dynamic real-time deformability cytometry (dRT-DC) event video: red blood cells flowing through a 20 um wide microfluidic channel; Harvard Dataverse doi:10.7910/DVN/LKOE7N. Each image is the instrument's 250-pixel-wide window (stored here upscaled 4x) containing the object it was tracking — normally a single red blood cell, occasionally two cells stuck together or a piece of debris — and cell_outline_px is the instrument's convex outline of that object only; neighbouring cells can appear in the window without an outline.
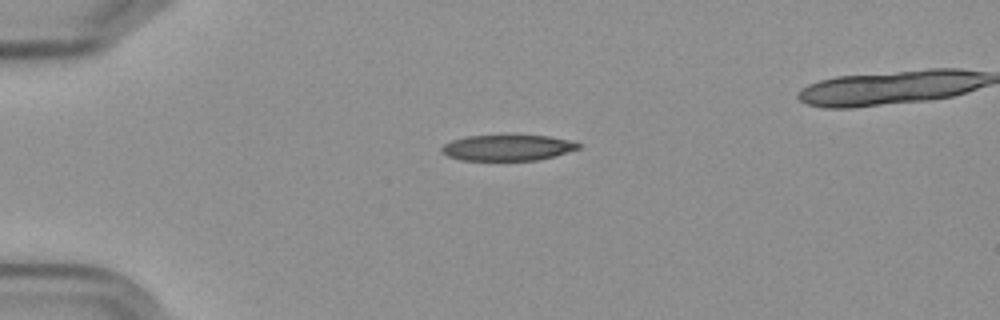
{"species": "Egyptian fruit bat (a non-hibernating species)", "species_latin": "Rousettus aegyptiacus", "temperature_condition": "cold", "stored_images_in_passage": 43, "camera_frame_rate_fps": 3000, "um_per_image_px": 0.085, "frame": {"image": 1, "passage_image": 1, "time_ms": 0.0, "image_size_px": [1000, 320], "cell_outline_px": [[580, 148], [552, 156], [536, 160], [460, 160], [448, 156], [440, 152], [440, 148], [444, 144], [452, 140], [468, 136], [504, 132], [508, 132], [548, 136], [568, 140], [580, 144]], "centroid_in_image_um": [43.08, 12.5], "position_along_channel_um": 41.9, "area_um2": 21.44}}
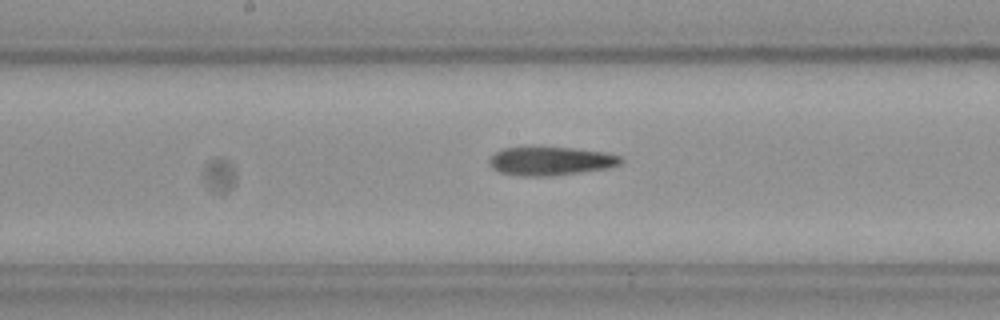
{"frame": {"image": 2, "passage_image": 17, "time_ms": 5.333, "image_size_px": [1000, 320], "cell_outline_px": [[624, 160], [620, 164], [608, 168], [544, 176], [520, 176], [500, 172], [492, 168], [488, 164], [488, 160], [500, 148], [528, 144], [572, 148], [604, 152], [620, 156]], "centroid_in_image_um": [46.71, 13.63], "position_along_channel_um": 201.5, "area_um2": 22.54}}
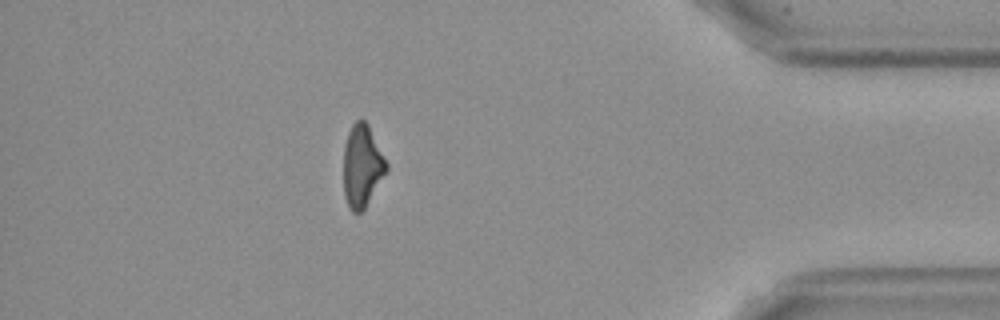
{"frame": {"image": 3, "passage_image": 37, "time_ms": 12.0, "image_size_px": [1000, 320], "cell_outline_px": [[388, 168], [364, 208], [360, 212], [352, 212], [348, 208], [344, 196], [344, 144], [348, 132], [352, 124], [356, 120], [364, 120], [368, 124], [388, 164]], "centroid_in_image_um": [30.76, 14.09], "position_along_channel_um": 404.4, "area_um2": 20.35}}